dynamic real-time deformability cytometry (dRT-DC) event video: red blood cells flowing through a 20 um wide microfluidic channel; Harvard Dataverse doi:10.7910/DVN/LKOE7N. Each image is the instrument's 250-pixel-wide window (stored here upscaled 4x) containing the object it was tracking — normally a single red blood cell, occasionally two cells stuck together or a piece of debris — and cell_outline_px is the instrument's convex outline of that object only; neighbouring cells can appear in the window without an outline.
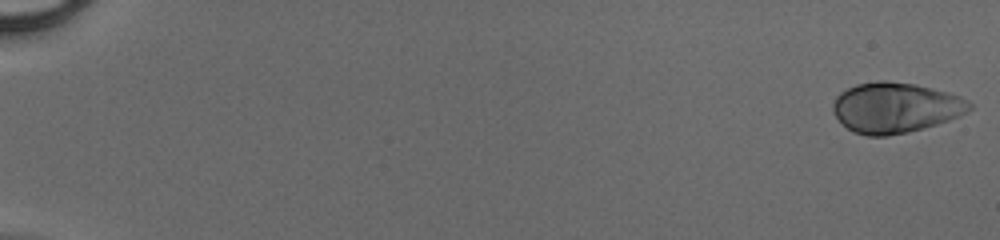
{"species": "human", "species_latin": "Homo sapiens", "temperature_condition": "cold", "stored_images_in_passage": 49, "camera_frame_rate_fps": 3000, "um_per_image_px": 0.085, "donor": {"sex": "male"}, "frame": {"image": 1, "passage_image": 1, "time_ms": 0.0, "image_size_px": [1000, 240], "cell_outline_px": [[972, 108], [968, 112], [960, 116], [924, 128], [908, 132], [888, 136], [868, 136], [852, 132], [836, 116], [832, 108], [832, 104], [836, 96], [840, 92], [856, 84], [876, 80], [884, 80], [916, 84], [948, 92], [960, 96], [968, 100], [972, 104]], "centroid_in_image_um": [76.12, 9.14], "position_along_channel_um": 8.9, "area_um2": 40.29}}
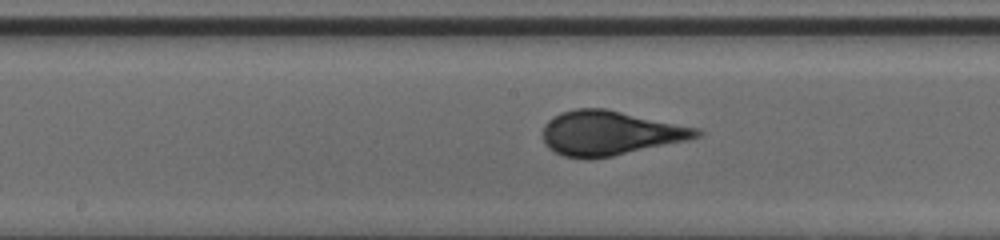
{"frame": {"image": 2, "passage_image": 28, "time_ms": 9.0, "image_size_px": [1000, 240], "cell_outline_px": [[704, 132], [700, 136], [688, 140], [612, 156], [588, 160], [584, 160], [564, 156], [548, 148], [544, 144], [544, 124], [548, 120], [560, 112], [576, 108], [604, 108], [700, 128]], "centroid_in_image_um": [51.85, 11.31], "position_along_channel_um": 196.4, "area_um2": 40.0}}
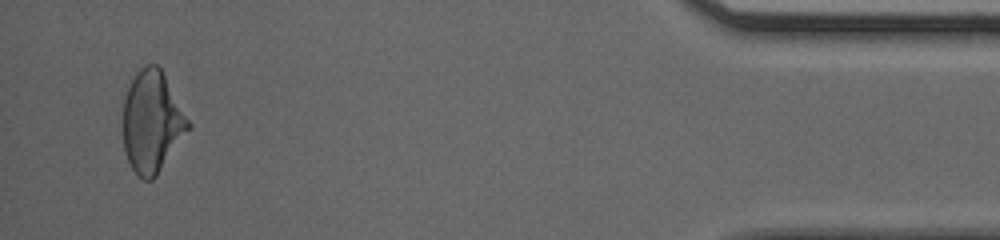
{"frame": {"image": 3, "passage_image": 48, "time_ms": 15.667, "image_size_px": [1000, 240], "cell_outline_px": [[192, 124], [156, 176], [152, 180], [144, 180], [132, 168], [128, 160], [124, 148], [120, 120], [128, 76], [140, 68], [148, 64], [156, 64], [160, 68]], "centroid_in_image_um": [12.85, 10.29], "position_along_channel_um": 422.4, "area_um2": 39.19}}